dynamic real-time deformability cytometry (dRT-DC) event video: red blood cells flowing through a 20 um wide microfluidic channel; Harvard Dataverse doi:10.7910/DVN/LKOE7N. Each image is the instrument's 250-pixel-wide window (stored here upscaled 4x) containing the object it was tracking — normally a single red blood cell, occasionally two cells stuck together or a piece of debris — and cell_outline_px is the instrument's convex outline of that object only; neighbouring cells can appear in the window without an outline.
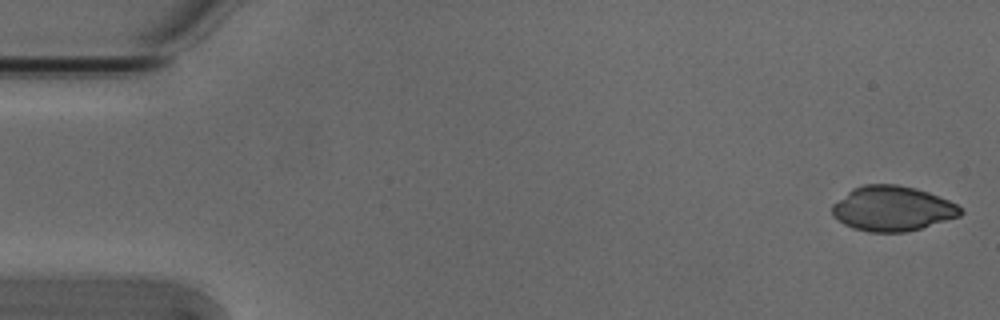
{"species": "Egyptian fruit bat (a non-hibernating species)", "species_latin": "Rousettus aegyptiacus", "temperature_condition": "cold", "stored_images_in_passage": 52, "camera_frame_rate_fps": 3000, "um_per_image_px": 0.085, "animal": {"sex": "male"}, "frame": {"image": 1, "passage_image": 1, "time_ms": 0.0, "image_size_px": [1000, 320], "cell_outline_px": [[964, 212], [960, 216], [920, 228], [904, 232], [868, 232], [852, 228], [844, 224], [832, 216], [832, 204], [852, 188], [864, 184], [896, 184], [928, 192], [948, 200], [956, 204]], "centroid_in_image_um": [75.81, 17.73], "position_along_channel_um": 9.2, "area_um2": 33.52}}